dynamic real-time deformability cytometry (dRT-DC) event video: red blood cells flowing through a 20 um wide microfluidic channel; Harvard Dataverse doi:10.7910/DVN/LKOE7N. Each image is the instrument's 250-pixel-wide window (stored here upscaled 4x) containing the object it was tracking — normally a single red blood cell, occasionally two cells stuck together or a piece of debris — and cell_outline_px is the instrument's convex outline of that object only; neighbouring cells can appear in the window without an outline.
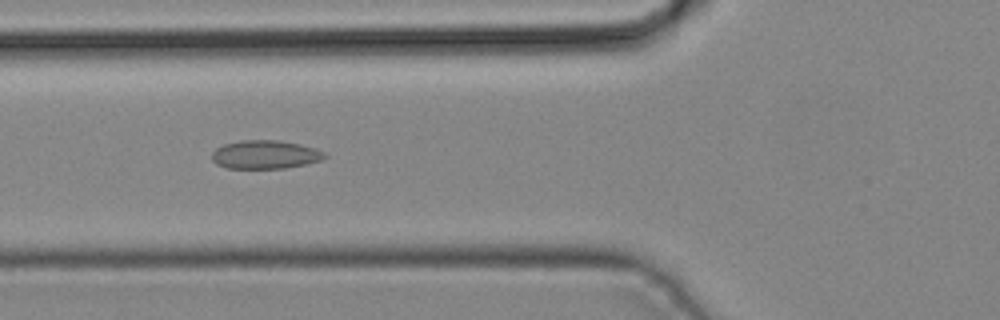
{"species": "common noctule bat (a hibernating species)", "species_latin": "Nyctalus noctula", "temperature_condition": "cold", "stored_images_in_passage": 30, "camera_frame_rate_fps": 3000, "um_per_image_px": 0.085, "animal": {"sex": "male", "body_mass_g": 19.2, "forearm_length_mm": 51.8}, "frame": {"image": 1, "passage_image": 4, "time_ms": 1.0, "image_size_px": [1000, 320], "cell_outline_px": [[328, 156], [320, 160], [304, 164], [284, 168], [228, 168], [216, 164], [212, 160], [212, 152], [216, 148], [224, 144], [240, 140], [280, 140], [300, 144], [316, 148], [324, 152]], "centroid_in_image_um": [22.53, 13.13], "position_along_channel_um": 103.3, "area_um2": 18.73}}
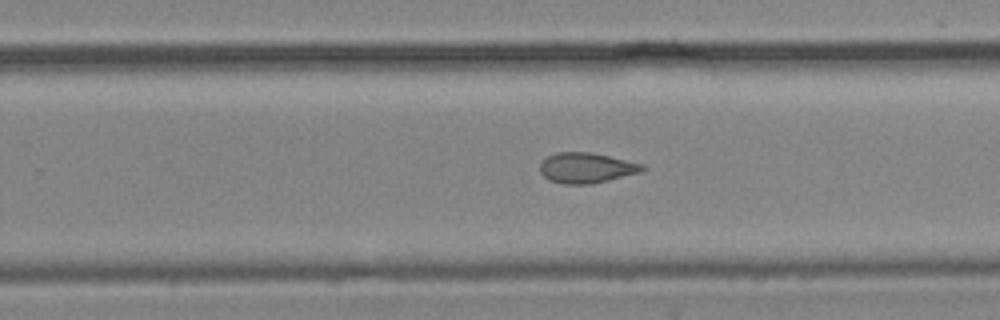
{"frame": {"image": 2, "passage_image": 15, "time_ms": 4.667, "image_size_px": [1000, 320], "cell_outline_px": [[648, 168], [640, 172], [608, 180], [588, 184], [564, 184], [548, 180], [540, 172], [540, 164], [548, 156], [556, 152], [592, 152], [644, 164]], "centroid_in_image_um": [49.85, 14.26], "position_along_channel_um": 280.0, "area_um2": 18.09}}
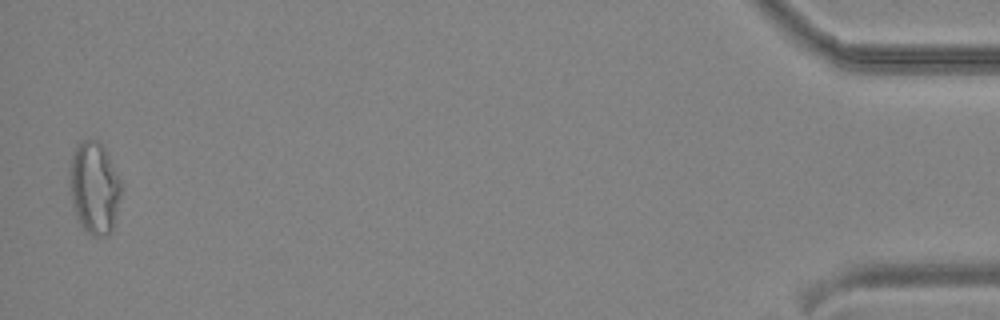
{"frame": {"image": 3, "passage_image": 30, "time_ms": 9.667, "image_size_px": [1000, 320], "cell_outline_px": [[120, 196], [112, 228], [104, 236], [92, 236], [84, 228], [76, 216], [72, 204], [68, 184], [72, 152], [84, 140], [96, 140], [104, 148], [120, 180]], "centroid_in_image_um": [7.97, 15.96], "position_along_channel_um": 427.2, "area_um2": 27.11}}